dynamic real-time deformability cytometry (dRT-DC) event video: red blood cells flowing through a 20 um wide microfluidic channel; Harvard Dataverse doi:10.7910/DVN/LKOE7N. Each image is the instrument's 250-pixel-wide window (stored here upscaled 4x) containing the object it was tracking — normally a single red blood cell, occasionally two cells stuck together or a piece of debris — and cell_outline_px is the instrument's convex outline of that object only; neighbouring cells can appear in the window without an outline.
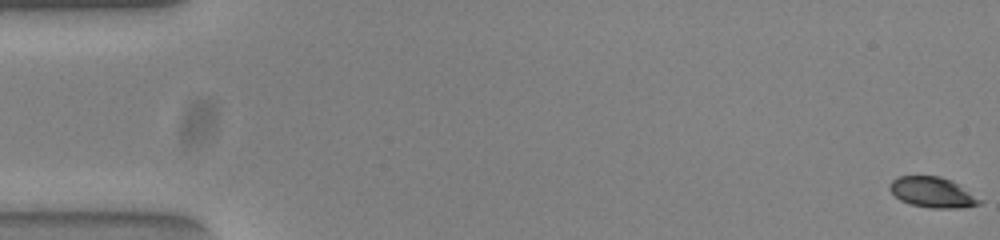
{"species": "common noctule bat (a hibernating species)", "species_latin": "Nyctalus noctula", "temperature_condition": "warm", "stored_images_in_passage": 55, "camera_frame_rate_fps": 3000, "um_per_image_px": 0.085, "animal": {"sex": "female", "body_mass_g": 23.0, "forearm_length_mm": 53.4}, "frame": {"image": 1, "passage_image": 1, "time_ms": 0.0, "image_size_px": [1000, 240], "cell_outline_px": [[984, 200], [980, 204], [960, 208], [932, 208], [912, 204], [900, 200], [888, 188], [888, 184], [896, 176], [940, 176], [952, 180]], "centroid_in_image_um": [79.28, 16.34], "position_along_channel_um": 5.7, "area_um2": 16.07}}
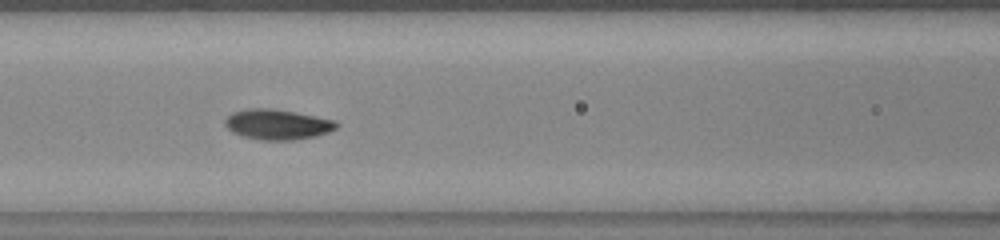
{"frame": {"image": 2, "passage_image": 24, "time_ms": 7.667, "image_size_px": [1000, 240], "cell_outline_px": [[340, 124], [336, 128], [328, 132], [316, 136], [296, 140], [260, 140], [244, 136], [232, 132], [224, 124], [224, 120], [232, 112], [248, 108], [268, 108], [316, 116], [336, 120]], "centroid_in_image_um": [23.59, 10.58], "position_along_channel_um": 143.0, "area_um2": 19.65}}
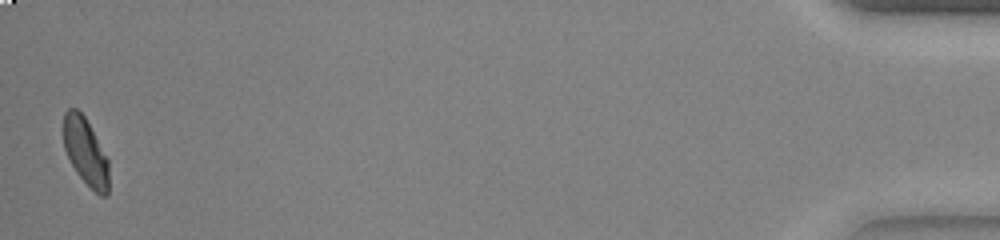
{"frame": {"image": 3, "passage_image": 54, "time_ms": 17.667, "image_size_px": [1000, 240], "cell_outline_px": [[108, 196], [100, 196], [76, 172], [64, 148], [64, 112], [68, 108], [76, 108], [84, 116], [108, 160]], "centroid_in_image_um": [7.27, 12.89], "position_along_channel_um": 427.9, "area_um2": 17.28}, "authors_computed_cell_mechanics": {"area_um2": 18.2648, "velocity_mm_per_s": 3.818, "shape_relaxation_time_tau1_ms": 2.3362, "shape_relaxation_time_tau2_ms": 1.0257, "deformation_change_tau1": 0.1392, "deformation_change_tau2": 0.0397}}